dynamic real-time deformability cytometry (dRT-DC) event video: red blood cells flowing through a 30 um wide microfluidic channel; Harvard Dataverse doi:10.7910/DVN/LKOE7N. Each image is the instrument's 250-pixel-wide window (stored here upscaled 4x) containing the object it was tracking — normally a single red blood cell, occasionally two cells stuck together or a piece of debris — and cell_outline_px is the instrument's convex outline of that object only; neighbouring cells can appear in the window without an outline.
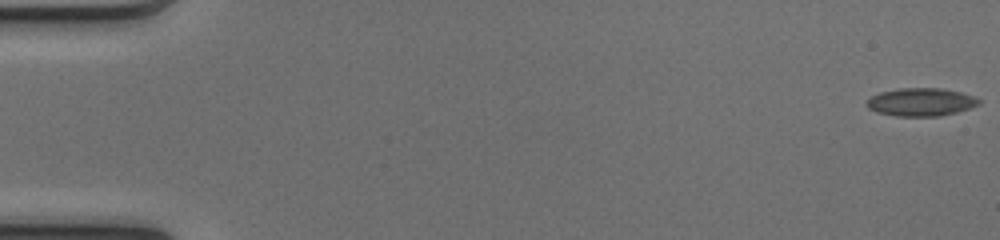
{"species": "common noctule bat (a hibernating species)", "species_latin": "Nyctalus noctula", "temperature_condition": "cold", "stored_images_in_passage": 51, "camera_frame_rate_fps": 3000, "um_per_image_px": 0.085, "animal": {"sex": "female", "body_mass_g": 17.0, "forearm_length_mm": 48.0}, "frame": {"image": 1, "passage_image": 1, "time_ms": 0.0, "image_size_px": [1000, 240], "cell_outline_px": [[980, 104], [956, 112], [940, 116], [896, 116], [876, 112], [868, 108], [864, 104], [872, 96], [880, 92], [900, 88], [940, 88], [960, 92], [972, 96], [980, 100]], "centroid_in_image_um": [78.24, 8.67], "position_along_channel_um": 6.8, "area_um2": 18.21}}
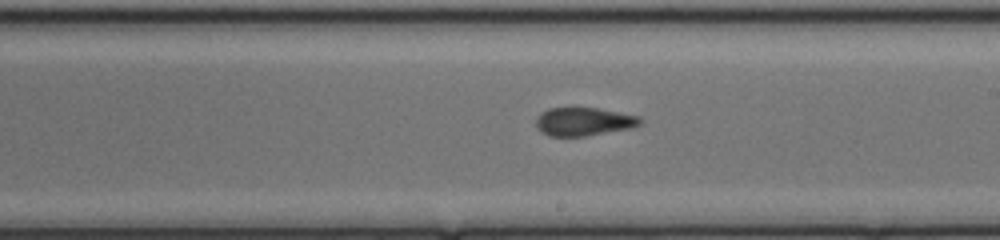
{"frame": {"image": 2, "passage_image": 30, "time_ms": 9.667, "image_size_px": [1000, 240], "cell_outline_px": [[644, 120], [640, 124], [632, 128], [584, 136], [548, 136], [540, 132], [536, 128], [536, 116], [540, 112], [548, 108], [596, 108], [640, 116]], "centroid_in_image_um": [49.59, 10.34], "position_along_channel_um": 239.4, "area_um2": 17.34}}
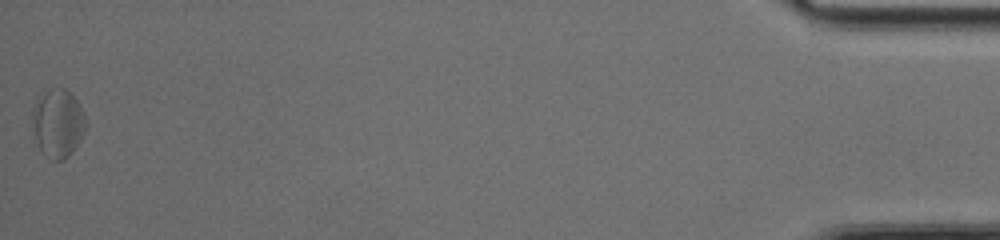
{"frame": {"image": 3, "passage_image": 51, "time_ms": 16.667, "image_size_px": [1000, 240], "cell_outline_px": [[88, 124], [80, 140], [72, 152], [64, 160], [48, 160], [40, 148], [36, 140], [32, 116], [32, 108], [48, 88], [68, 88], [80, 104], [88, 120]], "centroid_in_image_um": [4.97, 10.46], "position_along_channel_um": 430.2, "area_um2": 21.5}, "authors_computed_cell_mechanics": {"area_um2": 18.1492, "velocity_mm_per_s": 4.1325, "shape_relaxation_time_tau1_ms": 11.0107, "shape_relaxation_time_tau2_ms": 2.861, "deformation_change_tau1": 0.1966, "deformation_change_tau2": 0.1132}}